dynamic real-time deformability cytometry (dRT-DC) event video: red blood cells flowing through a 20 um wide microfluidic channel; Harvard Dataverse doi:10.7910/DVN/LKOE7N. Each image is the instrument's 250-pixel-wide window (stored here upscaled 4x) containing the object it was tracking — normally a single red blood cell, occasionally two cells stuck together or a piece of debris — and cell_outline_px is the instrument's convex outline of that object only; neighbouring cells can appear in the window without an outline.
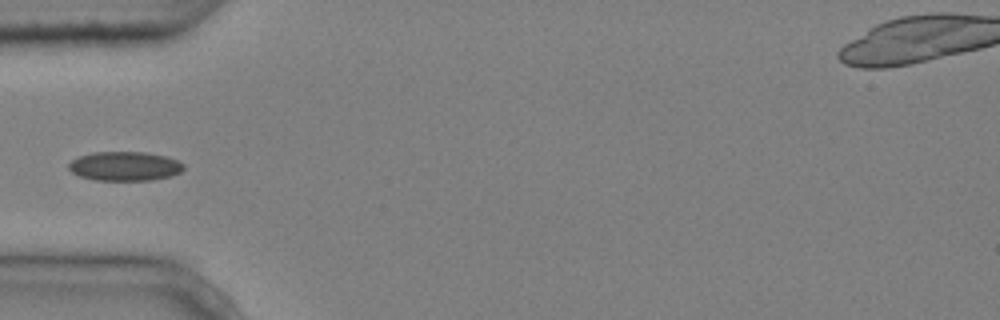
{"species": "common noctule bat (a hibernating species)", "species_latin": "Nyctalus noctula", "temperature_condition": "cold", "stored_images_in_passage": 7, "camera_frame_rate_fps": 3000, "um_per_image_px": 0.085, "animal": {"sex": "male", "body_mass_g": 20.4}, "frame": {"image": 1, "passage_image": 4, "time_ms": 1.0, "image_size_px": [1000, 320], "cell_outline_px": [[184, 168], [180, 172], [168, 176], [152, 180], [96, 180], [80, 176], [72, 172], [68, 168], [68, 164], [72, 160], [80, 156], [92, 152], [144, 152], [164, 156], [176, 160], [184, 164]], "centroid_in_image_um": [10.58, 14.12], "position_along_channel_um": 74.4, "area_um2": 19.36}}
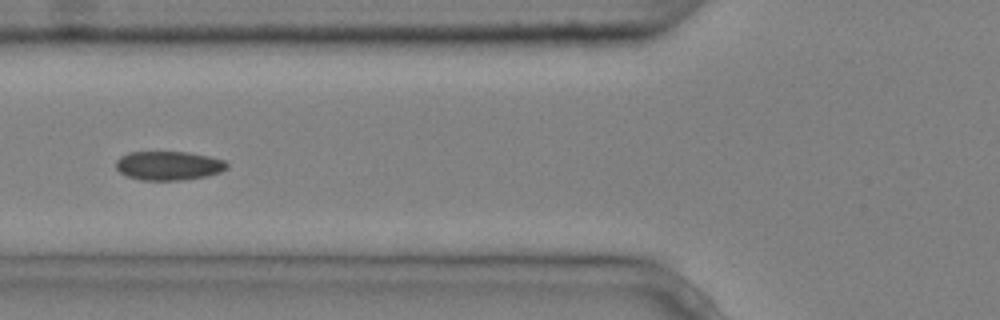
{"frame": {"image": 2, "passage_image": 5, "time_ms": 1.333, "image_size_px": [1000, 320], "cell_outline_px": [[228, 168], [220, 172], [208, 176], [180, 180], [140, 180], [128, 176], [120, 172], [116, 168], [116, 160], [120, 156], [128, 152], [188, 152], [208, 156], [224, 160], [228, 164]], "centroid_in_image_um": [14.33, 14.08], "position_along_channel_um": 111.5, "area_um2": 18.79}}